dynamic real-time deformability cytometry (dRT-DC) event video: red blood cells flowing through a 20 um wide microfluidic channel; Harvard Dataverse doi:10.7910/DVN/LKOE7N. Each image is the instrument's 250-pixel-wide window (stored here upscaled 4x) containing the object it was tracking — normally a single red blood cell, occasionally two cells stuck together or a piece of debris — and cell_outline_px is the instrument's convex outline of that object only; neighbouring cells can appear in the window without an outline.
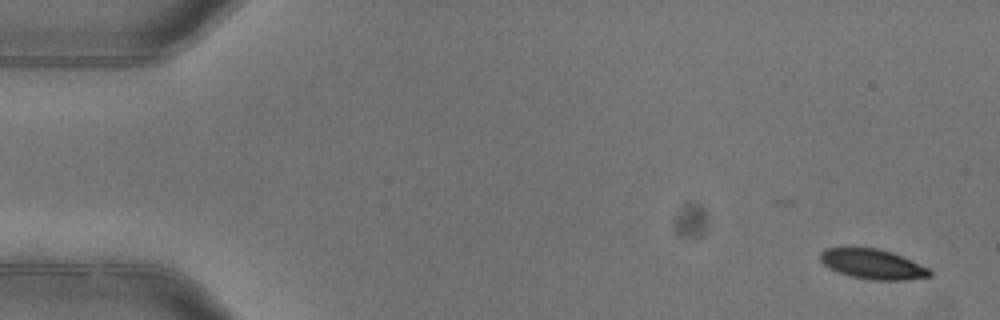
{"species": "common noctule bat (a hibernating species)", "species_latin": "Nyctalus noctula", "temperature_condition": "warm", "stored_images_in_passage": 4, "camera_frame_rate_fps": 3000, "um_per_image_px": 0.085, "animal": {"sex": "female"}, "frame": {"image": 1, "passage_image": 1, "time_ms": 0.0, "image_size_px": [1000, 320], "cell_outline_px": [[932, 276], [904, 280], [868, 280], [852, 276], [828, 268], [820, 260], [820, 252], [824, 248], [880, 248], [892, 252], [928, 268], [932, 272]], "centroid_in_image_um": [74.17, 22.45], "position_along_channel_um": 10.8, "area_um2": 18.96}}
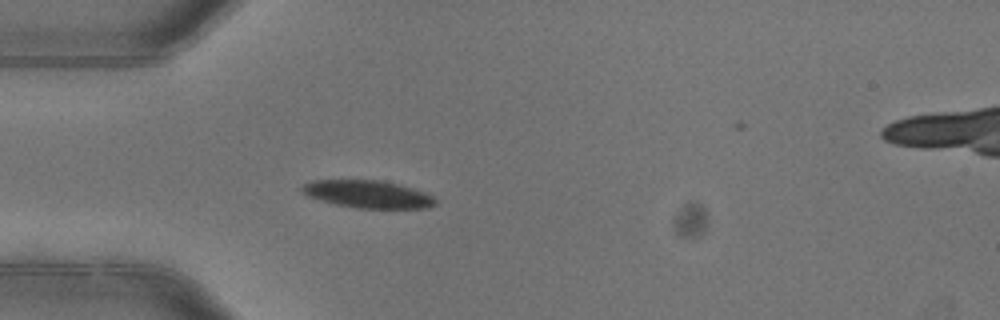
{"frame": {"image": 2, "passage_image": 4, "time_ms": 1.0, "image_size_px": [1000, 320], "cell_outline_px": [[436, 204], [428, 208], [356, 208], [332, 204], [308, 196], [300, 192], [300, 188], [304, 184], [312, 180], [376, 180], [396, 184], [412, 188], [424, 192], [432, 196], [436, 200]], "centroid_in_image_um": [31.21, 16.51], "position_along_channel_um": 53.8, "area_um2": 21.39}}